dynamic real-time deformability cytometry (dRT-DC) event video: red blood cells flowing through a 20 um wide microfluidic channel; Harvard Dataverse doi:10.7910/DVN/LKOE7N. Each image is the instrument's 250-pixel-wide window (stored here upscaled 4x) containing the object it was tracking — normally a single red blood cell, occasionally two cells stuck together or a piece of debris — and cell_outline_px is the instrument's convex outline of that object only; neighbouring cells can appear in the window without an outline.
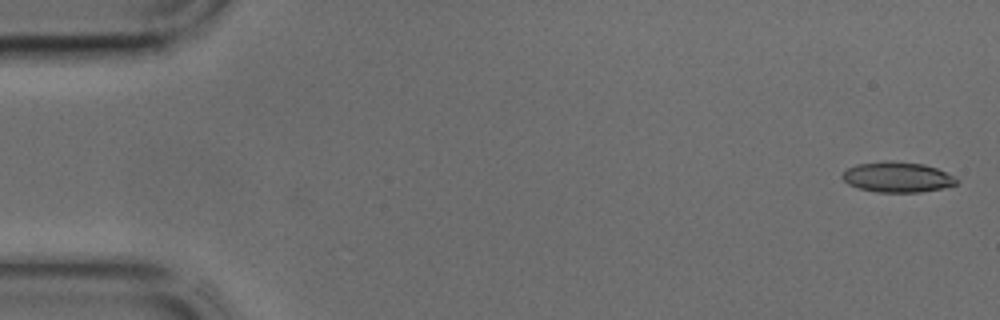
{"species": "common noctule bat (a hibernating species)", "species_latin": "Nyctalus noctula", "temperature_condition": "cold", "stored_images_in_passage": 13, "camera_frame_rate_fps": 3000, "um_per_image_px": 0.085, "animal": {"sex": "male", "body_mass_g": 17.9, "forearm_length_mm": 54.2}, "frame": {"image": 1, "passage_image": 1, "time_ms": 0.0, "image_size_px": [1000, 320], "cell_outline_px": [[960, 180], [956, 184], [940, 188], [920, 192], [876, 192], [860, 188], [848, 184], [840, 176], [848, 168], [856, 164], [884, 160], [892, 160], [924, 164], [936, 168]], "centroid_in_image_um": [76.24, 15.04], "position_along_channel_um": 8.8, "area_um2": 20.17}}
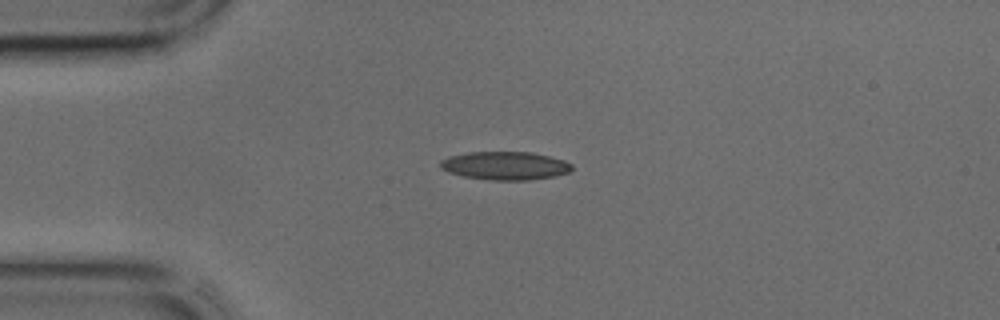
{"frame": {"image": 2, "passage_image": 10, "time_ms": 3.0, "image_size_px": [1000, 320], "cell_outline_px": [[572, 168], [568, 172], [556, 176], [528, 180], [488, 180], [464, 176], [448, 172], [440, 168], [440, 160], [448, 156], [468, 152], [532, 152], [564, 160], [572, 164]], "centroid_in_image_um": [42.91, 14.08], "position_along_channel_um": 42.1, "area_um2": 21.73}}